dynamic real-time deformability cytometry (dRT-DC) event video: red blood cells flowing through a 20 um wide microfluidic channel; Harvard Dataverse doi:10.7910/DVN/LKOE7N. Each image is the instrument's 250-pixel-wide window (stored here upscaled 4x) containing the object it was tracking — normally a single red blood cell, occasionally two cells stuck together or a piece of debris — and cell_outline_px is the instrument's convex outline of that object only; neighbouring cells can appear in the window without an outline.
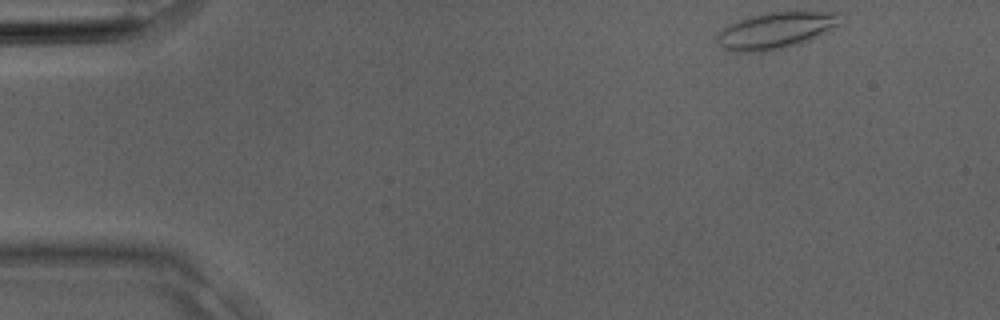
{"species": "Egyptian fruit bat (a non-hibernating species)", "species_latin": "Rousettus aegyptiacus", "temperature_condition": "room temperature", "stored_images_in_passage": 2, "camera_frame_rate_fps": 3000, "um_per_image_px": 0.085, "animal": {"sex": "male"}, "frame": {"image": 1, "passage_image": 2, "time_ms": 0.333, "image_size_px": [1000, 320], "cell_outline_px": [[844, 24], [808, 40], [784, 48], [764, 52], [732, 52], [716, 44], [716, 32], [740, 20], [752, 16], [768, 12], [844, 12]], "centroid_in_image_um": [65.99, 2.59], "position_along_channel_um": 19.0, "area_um2": 26.47}}